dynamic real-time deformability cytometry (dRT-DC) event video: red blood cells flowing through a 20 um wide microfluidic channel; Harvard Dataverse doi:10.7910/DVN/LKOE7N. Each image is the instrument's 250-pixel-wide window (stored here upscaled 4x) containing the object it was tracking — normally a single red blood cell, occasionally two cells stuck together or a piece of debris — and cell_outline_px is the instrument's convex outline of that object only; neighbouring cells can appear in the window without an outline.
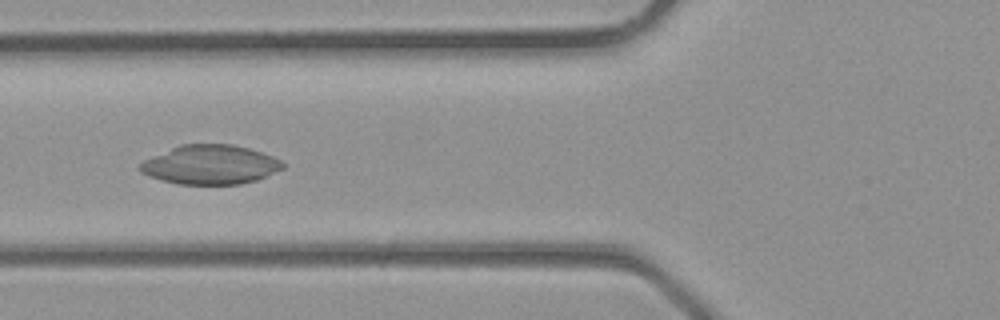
{"species": "common noctule bat (a hibernating species)", "species_latin": "Nyctalus noctula", "temperature_condition": "room temperature", "stored_images_in_passage": 29, "camera_frame_rate_fps": 3000, "um_per_image_px": 0.085, "animal": {"sex": "male", "body_mass_g": 23.1, "forearm_length_mm": 52.7}, "frame": {"image": 1, "passage_image": 10, "time_ms": 3.0, "image_size_px": [1000, 320], "cell_outline_px": [[284, 168], [256, 180], [240, 184], [176, 184], [160, 180], [148, 176], [140, 172], [136, 168], [144, 160], [180, 144], [232, 144], [248, 148], [272, 156], [280, 160], [284, 164]], "centroid_in_image_um": [17.83, 14.0], "position_along_channel_um": 108.0, "area_um2": 32.6}}
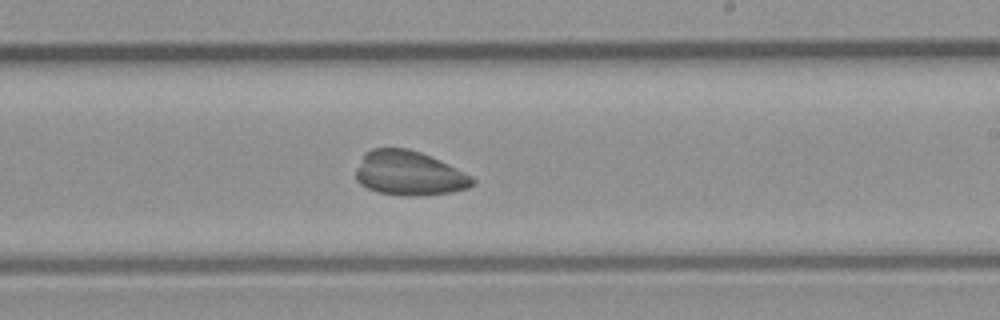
{"frame": {"image": 2, "passage_image": 18, "time_ms": 5.667, "image_size_px": [1000, 320], "cell_outline_px": [[476, 184], [468, 188], [452, 192], [412, 196], [408, 196], [380, 192], [368, 188], [360, 184], [356, 180], [356, 168], [364, 152], [372, 148], [408, 148], [420, 152], [440, 160], [472, 176], [476, 180]], "centroid_in_image_um": [34.77, 14.72], "position_along_channel_um": 254.2, "area_um2": 30.23}}
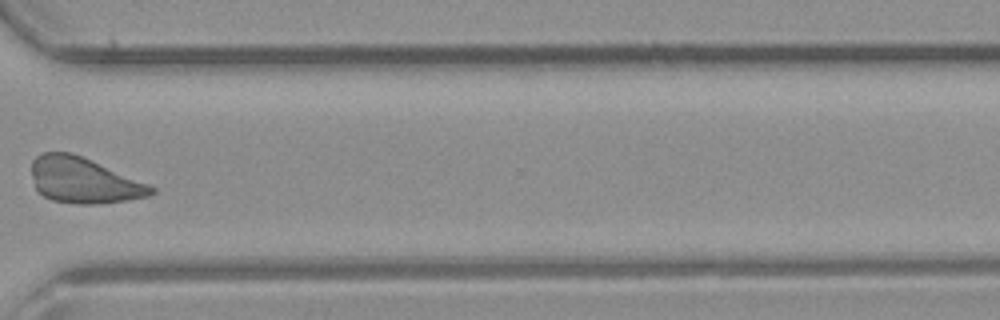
{"frame": {"image": 3, "passage_image": 24, "time_ms": 7.667, "image_size_px": [1000, 320], "cell_outline_px": [[156, 192], [148, 196], [124, 200], [96, 204], [80, 204], [52, 200], [44, 196], [36, 188], [32, 176], [32, 160], [36, 156], [44, 152], [72, 152], [148, 184], [156, 188]], "centroid_in_image_um": [7.1, 15.33], "position_along_channel_um": 363.5, "area_um2": 31.44}}